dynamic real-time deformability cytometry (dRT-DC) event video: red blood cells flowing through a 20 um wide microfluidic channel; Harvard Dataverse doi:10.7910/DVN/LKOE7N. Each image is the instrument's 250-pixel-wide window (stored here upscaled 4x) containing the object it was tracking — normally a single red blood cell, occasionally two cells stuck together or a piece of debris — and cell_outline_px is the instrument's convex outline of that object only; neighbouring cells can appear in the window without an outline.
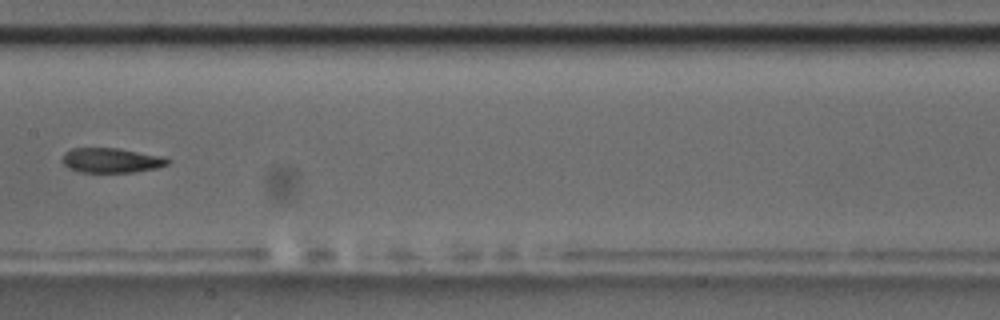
{"species": "common noctule bat (a hibernating species)", "species_latin": "Nyctalus noctula", "temperature_condition": "room temperature", "stored_images_in_passage": 9, "camera_frame_rate_fps": 3000, "um_per_image_px": 0.085, "animal": {"sex": "male", "body_mass_g": 17.5, "forearm_length_mm": 52.3}, "frame": {"image": 1, "passage_image": 6, "time_ms": 6.0, "image_size_px": [1000, 320], "cell_outline_px": [[172, 160], [168, 164], [156, 168], [132, 172], [80, 172], [68, 168], [60, 160], [64, 152], [72, 148], [116, 148], [164, 156]], "centroid_in_image_um": [9.44, 13.62], "position_along_channel_um": 198.0, "area_um2": 15.32}}
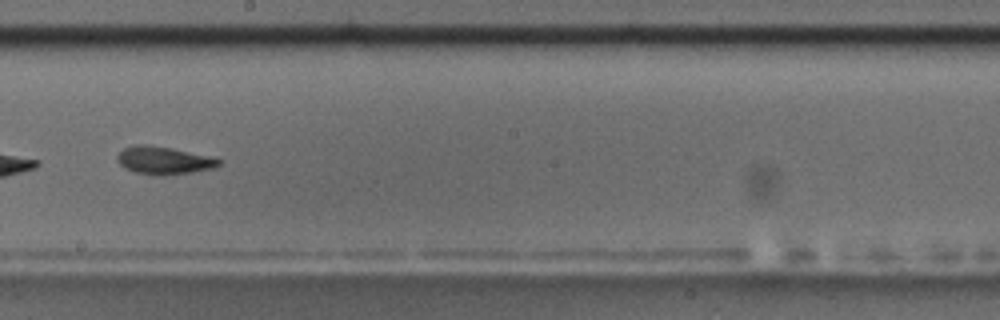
{"frame": {"image": 2, "passage_image": 7, "time_ms": 7.0, "image_size_px": [1000, 320], "cell_outline_px": [[220, 164], [212, 168], [192, 172], [160, 176], [136, 172], [124, 168], [116, 160], [116, 156], [124, 148], [136, 144], [144, 144], [172, 148], [208, 156], [220, 160]], "centroid_in_image_um": [13.87, 13.63], "position_along_channel_um": 234.3, "area_um2": 16.24}}
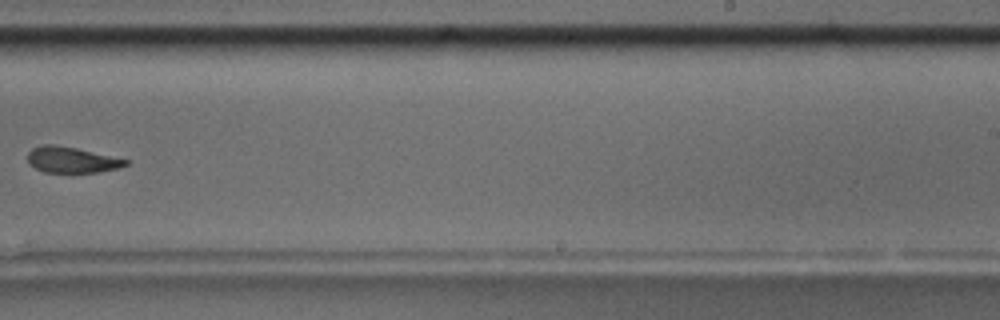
{"frame": {"image": 3, "passage_image": 8, "time_ms": 8.333, "image_size_px": [1000, 320], "cell_outline_px": [[128, 164], [120, 168], [96, 172], [44, 172], [28, 164], [28, 152], [32, 148], [40, 144], [56, 144], [76, 148], [128, 160]], "centroid_in_image_um": [6.05, 13.58], "position_along_channel_um": 283.0, "area_um2": 14.74}}